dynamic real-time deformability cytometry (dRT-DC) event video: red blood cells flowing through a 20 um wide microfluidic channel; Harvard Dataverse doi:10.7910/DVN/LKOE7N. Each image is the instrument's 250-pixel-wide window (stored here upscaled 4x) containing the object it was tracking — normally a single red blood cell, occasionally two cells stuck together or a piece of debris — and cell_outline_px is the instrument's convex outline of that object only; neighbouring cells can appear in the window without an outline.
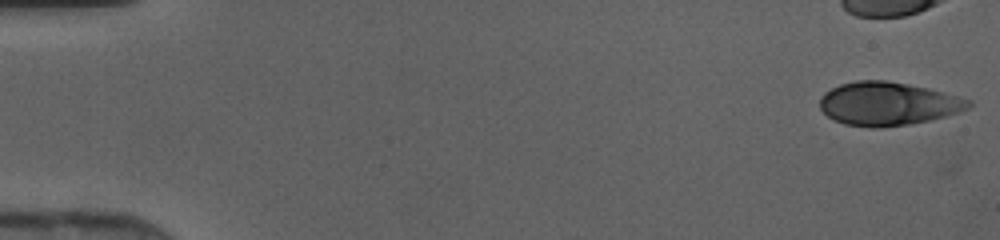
{"species": "human", "species_latin": "Homo sapiens", "temperature_condition": "cold", "stored_images_in_passage": 13, "camera_frame_rate_fps": 3000, "um_per_image_px": 0.085, "donor": {"sex": "female"}, "frame": {"image": 1, "passage_image": 1, "time_ms": 0.0, "image_size_px": [1000, 240], "cell_outline_px": [[972, 104], [968, 108], [960, 112], [928, 120], [908, 124], [880, 128], [872, 128], [844, 124], [828, 116], [820, 108], [820, 96], [824, 92], [840, 84], [856, 80], [884, 80], [908, 84], [928, 88], [944, 92], [972, 100]], "centroid_in_image_um": [75.47, 8.81], "position_along_channel_um": 9.5, "area_um2": 37.57}}